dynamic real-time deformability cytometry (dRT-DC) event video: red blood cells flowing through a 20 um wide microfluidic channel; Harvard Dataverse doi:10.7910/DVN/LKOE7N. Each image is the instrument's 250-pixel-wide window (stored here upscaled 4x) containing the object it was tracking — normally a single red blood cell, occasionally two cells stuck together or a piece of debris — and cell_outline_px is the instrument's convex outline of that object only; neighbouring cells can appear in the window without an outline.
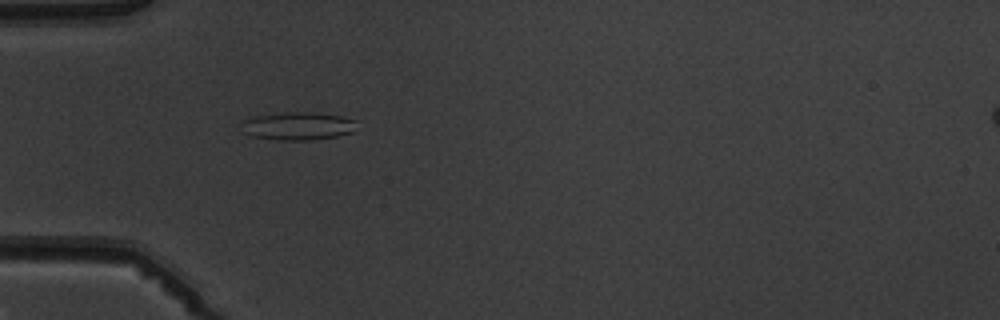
{"species": "common noctule bat (a hibernating species)", "species_latin": "Nyctalus noctula", "temperature_condition": "warm", "stored_images_in_passage": 2, "camera_frame_rate_fps": 3000, "um_per_image_px": 0.085, "animal": {"sex": "male", "body_mass_g": 19.5, "forearm_length_mm": 54.6}, "frame": {"image": 1, "passage_image": 1, "time_ms": 0.0, "image_size_px": [1000, 320], "cell_outline_px": [[356, 120], [352, 132], [336, 136], [312, 140], [276, 140], [252, 136], [240, 132], [240, 120], [248, 116], [284, 112], [316, 112], [340, 116]], "centroid_in_image_um": [25.18, 10.7], "position_along_channel_um": 59.8, "area_um2": 19.25}}
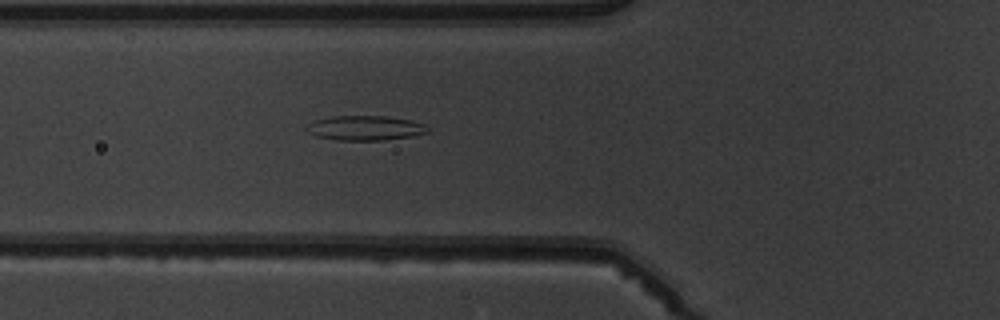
{"frame": {"image": 2, "passage_image": 2, "time_ms": 1.0, "image_size_px": [1000, 320], "cell_outline_px": [[428, 132], [412, 136], [384, 140], [336, 140], [316, 136], [308, 132], [304, 128], [312, 120], [332, 116], [384, 116], [412, 120], [424, 124], [428, 128]], "centroid_in_image_um": [31.0, 10.87], "position_along_channel_um": 94.8, "area_um2": 17.51}}